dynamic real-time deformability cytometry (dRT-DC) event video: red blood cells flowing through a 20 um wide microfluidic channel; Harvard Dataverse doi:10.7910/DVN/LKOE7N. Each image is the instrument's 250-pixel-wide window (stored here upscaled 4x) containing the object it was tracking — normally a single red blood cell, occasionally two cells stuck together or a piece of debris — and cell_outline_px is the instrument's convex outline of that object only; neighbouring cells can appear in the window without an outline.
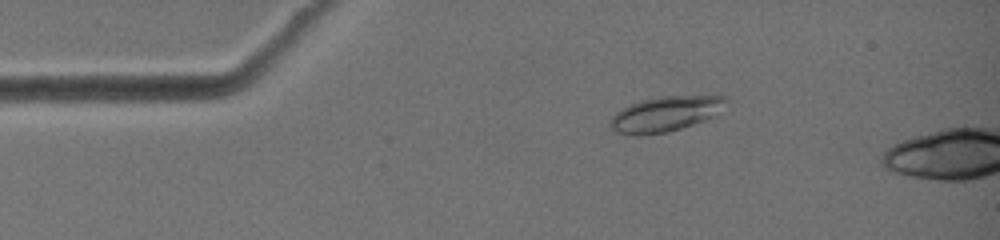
{"species": "common noctule bat (a hibernating species)", "species_latin": "Nyctalus noctula", "temperature_condition": "warm", "stored_images_in_passage": 3, "camera_frame_rate_fps": 3000, "um_per_image_px": 0.085, "animal": {"sex": "female", "body_mass_g": 19.0, "forearm_length_mm": 51.5}, "frame": {"image": 1, "passage_image": 1, "time_ms": 0.0, "image_size_px": [1000, 240], "cell_outline_px": [[728, 100], [716, 116], [668, 132], [644, 136], [632, 136], [612, 132], [608, 128], [608, 124], [612, 116], [616, 112], [640, 100], [660, 96], [724, 96]], "centroid_in_image_um": [56.49, 9.72], "position_along_channel_um": 28.5, "area_um2": 23.99}}